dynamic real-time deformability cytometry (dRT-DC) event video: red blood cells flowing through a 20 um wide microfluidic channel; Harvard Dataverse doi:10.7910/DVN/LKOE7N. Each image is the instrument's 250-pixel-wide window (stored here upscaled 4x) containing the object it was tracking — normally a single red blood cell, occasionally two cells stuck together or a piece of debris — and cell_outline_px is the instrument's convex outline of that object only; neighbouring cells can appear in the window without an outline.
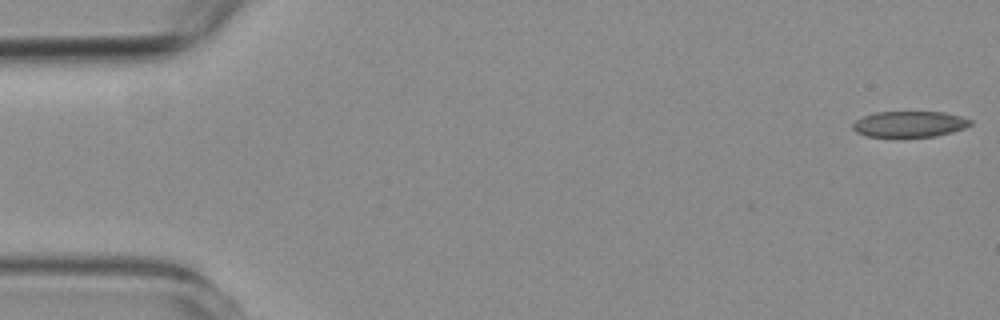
{"species": "common noctule bat (a hibernating species)", "species_latin": "Nyctalus noctula", "temperature_condition": "room temperature", "stored_images_in_passage": 15, "camera_frame_rate_fps": 3000, "um_per_image_px": 0.085, "animal": {"sex": "female", "body_mass_g": 19.3, "forearm_length_mm": 54.1}, "frame": {"image": 1, "passage_image": 1, "time_ms": 0.0, "image_size_px": [1000, 320], "cell_outline_px": [[972, 124], [964, 128], [952, 132], [936, 136], [900, 140], [868, 136], [856, 132], [852, 128], [852, 124], [856, 120], [864, 116], [876, 112], [944, 112], [960, 116], [972, 120]], "centroid_in_image_um": [77.28, 10.6], "position_along_channel_um": 7.7, "area_um2": 18.55}}
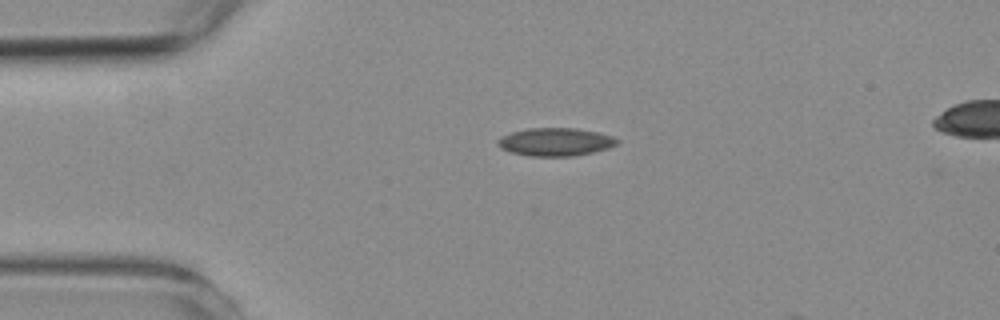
{"frame": {"image": 2, "passage_image": 12, "time_ms": 3.667, "image_size_px": [1000, 320], "cell_outline_px": [[620, 140], [616, 144], [608, 148], [592, 152], [572, 156], [528, 156], [512, 152], [500, 148], [496, 144], [496, 140], [512, 132], [528, 128], [576, 128], [596, 132], [612, 136]], "centroid_in_image_um": [47.19, 12.06], "position_along_channel_um": 37.8, "area_um2": 19.36}}